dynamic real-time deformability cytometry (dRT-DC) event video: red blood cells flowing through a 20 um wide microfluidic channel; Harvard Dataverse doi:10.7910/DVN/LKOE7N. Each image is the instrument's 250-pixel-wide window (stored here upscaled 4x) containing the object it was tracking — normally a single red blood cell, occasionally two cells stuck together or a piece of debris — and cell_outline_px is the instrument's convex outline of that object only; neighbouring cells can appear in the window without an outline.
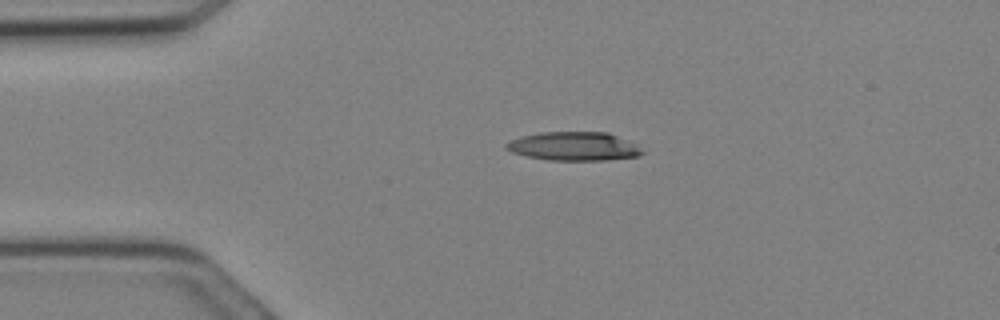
{"species": "Egyptian fruit bat (a non-hibernating species)", "species_latin": "Rousettus aegyptiacus", "temperature_condition": "cold", "stored_images_in_passage": 7, "camera_frame_rate_fps": 3000, "um_per_image_px": 0.085, "animal": {"sex": "female"}, "frame": {"image": 1, "passage_image": 1, "time_ms": 0.0, "image_size_px": [1000, 320], "cell_outline_px": [[644, 152], [640, 156], [608, 160], [548, 160], [528, 156], [512, 152], [504, 148], [504, 144], [520, 136], [540, 132], [608, 132], [632, 144]], "centroid_in_image_um": [48.72, 12.44], "position_along_channel_um": 36.3, "area_um2": 22.48}}
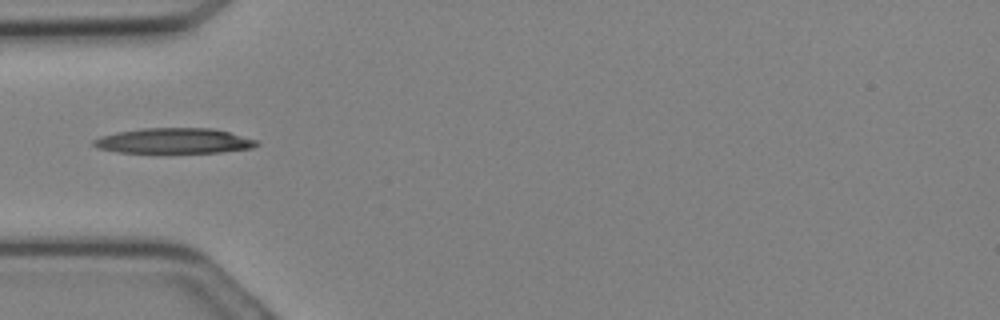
{"frame": {"image": 2, "passage_image": 4, "time_ms": 1.0, "image_size_px": [1000, 320], "cell_outline_px": [[260, 144], [252, 148], [220, 152], [164, 156], [116, 152], [100, 148], [92, 144], [92, 140], [100, 136], [116, 132], [144, 128], [212, 128], [228, 132], [256, 140]], "centroid_in_image_um": [14.73, 12.03], "position_along_channel_um": 70.3, "area_um2": 25.32}}
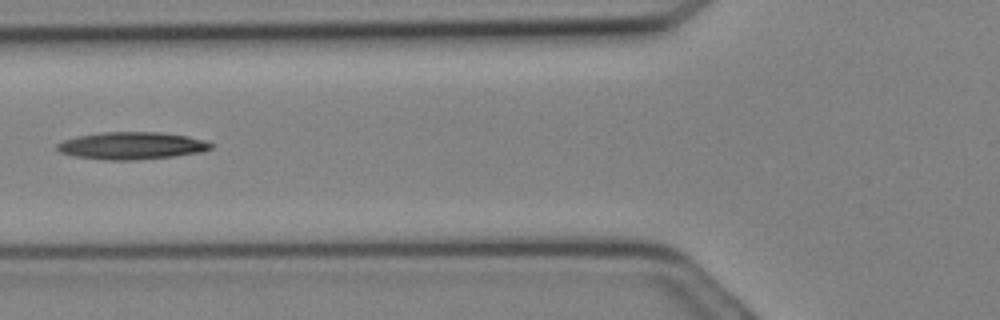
{"frame": {"image": 3, "passage_image": 6, "time_ms": 1.667, "image_size_px": [1000, 320], "cell_outline_px": [[216, 144], [212, 148], [204, 152], [172, 156], [132, 160], [104, 160], [72, 156], [60, 152], [56, 148], [56, 144], [64, 140], [76, 136], [100, 132], [160, 132], [188, 136], [208, 140]], "centroid_in_image_um": [11.23, 12.38], "position_along_channel_um": 114.6, "area_um2": 24.85}}